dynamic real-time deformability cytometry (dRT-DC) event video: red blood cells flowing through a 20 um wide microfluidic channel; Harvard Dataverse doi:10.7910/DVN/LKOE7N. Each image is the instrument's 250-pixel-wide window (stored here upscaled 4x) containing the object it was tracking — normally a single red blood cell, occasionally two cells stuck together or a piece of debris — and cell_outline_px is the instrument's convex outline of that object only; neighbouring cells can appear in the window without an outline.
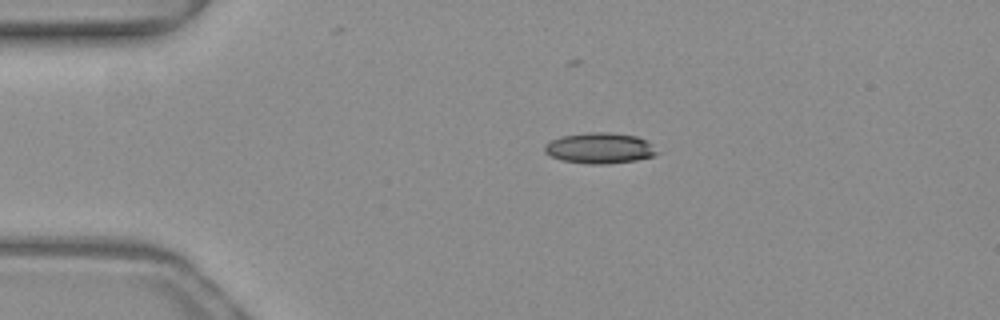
{"species": "common noctule bat (a hibernating species)", "species_latin": "Nyctalus noctula", "temperature_condition": "warm", "stored_images_in_passage": 40, "camera_frame_rate_fps": 3000, "um_per_image_px": 0.085, "animal": {"sex": "female", "body_mass_g": 19.3, "forearm_length_mm": 54.1}, "frame": {"image": 1, "passage_image": 1, "time_ms": 0.0, "image_size_px": [1000, 320], "cell_outline_px": [[660, 152], [652, 156], [636, 160], [604, 164], [588, 164], [560, 160], [544, 152], [544, 144], [560, 136], [588, 132], [608, 132], [636, 136], [648, 140]], "centroid_in_image_um": [50.98, 12.58], "position_along_channel_um": 34.0, "area_um2": 20.29}}
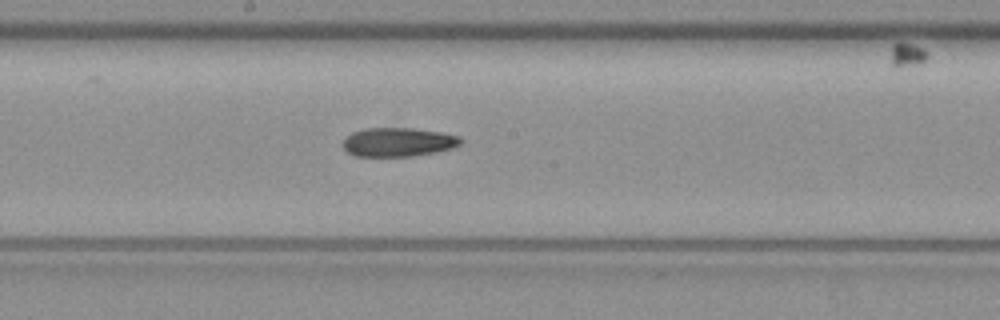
{"frame": {"image": 2, "passage_image": 18, "time_ms": 5.667, "image_size_px": [1000, 320], "cell_outline_px": [[464, 140], [460, 144], [452, 148], [436, 152], [412, 156], [356, 156], [348, 152], [344, 148], [344, 140], [352, 132], [364, 128], [412, 128], [440, 132], [460, 136]], "centroid_in_image_um": [33.88, 12.07], "position_along_channel_um": 214.3, "area_um2": 19.77}}
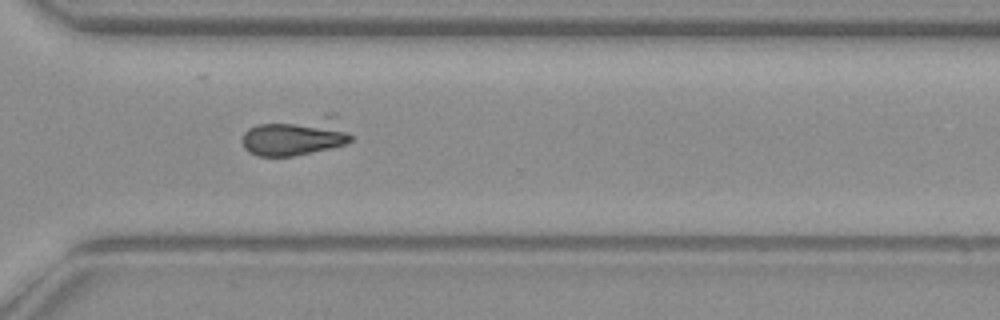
{"frame": {"image": 3, "passage_image": 28, "time_ms": 9.0, "image_size_px": [1000, 320], "cell_outline_px": [[352, 140], [344, 144], [312, 152], [292, 156], [256, 156], [248, 152], [244, 148], [240, 140], [244, 132], [248, 128], [256, 124], [328, 112], [332, 112], [352, 136]], "centroid_in_image_um": [25.12, 11.54], "position_along_channel_um": 345.5, "area_um2": 25.14}}